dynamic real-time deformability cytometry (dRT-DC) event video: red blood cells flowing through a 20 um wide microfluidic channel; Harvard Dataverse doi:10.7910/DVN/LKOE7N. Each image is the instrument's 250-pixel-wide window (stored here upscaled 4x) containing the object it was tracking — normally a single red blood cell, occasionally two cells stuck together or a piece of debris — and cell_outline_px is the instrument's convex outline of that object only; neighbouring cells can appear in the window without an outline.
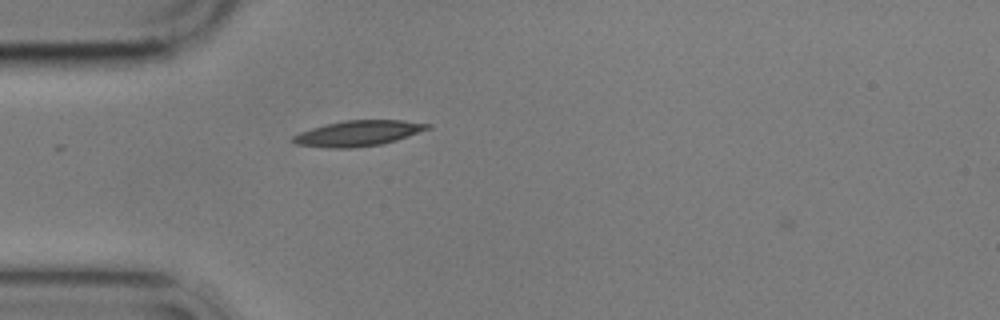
{"species": "common noctule bat (a hibernating species)", "species_latin": "Nyctalus noctula", "temperature_condition": "cold", "stored_images_in_passage": 7, "camera_frame_rate_fps": 3000, "um_per_image_px": 0.085, "animal": {"sex": "male", "body_mass_g": 17.9}, "frame": {"image": 1, "passage_image": 6, "time_ms": 1.667, "image_size_px": [1000, 320], "cell_outline_px": [[432, 128], [396, 140], [380, 144], [352, 148], [328, 148], [296, 144], [288, 140], [292, 136], [300, 132], [324, 124], [344, 120], [404, 120], [432, 124]], "centroid_in_image_um": [30.43, 11.32], "position_along_channel_um": 54.6, "area_um2": 20.17}}